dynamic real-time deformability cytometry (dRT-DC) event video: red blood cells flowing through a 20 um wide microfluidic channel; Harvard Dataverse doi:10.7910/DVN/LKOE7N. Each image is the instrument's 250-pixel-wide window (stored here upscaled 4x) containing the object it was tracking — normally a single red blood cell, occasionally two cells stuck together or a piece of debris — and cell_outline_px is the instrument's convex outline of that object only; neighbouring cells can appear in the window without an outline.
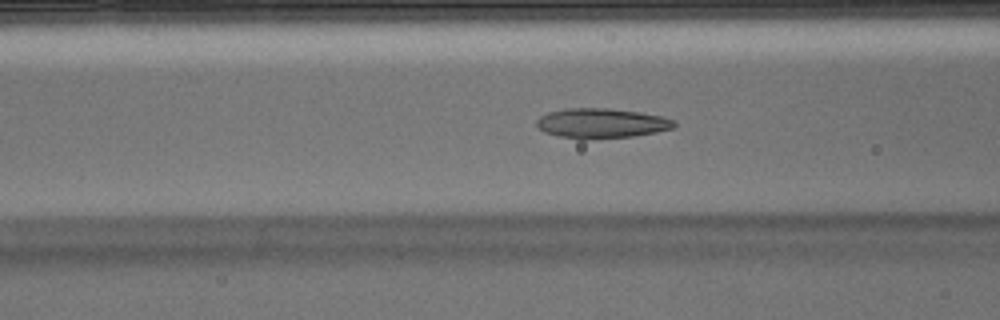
{"species": "Egyptian fruit bat (a non-hibernating species)", "species_latin": "Rousettus aegyptiacus", "temperature_condition": "warm", "stored_images_in_passage": 47, "camera_frame_rate_fps": 3000, "um_per_image_px": 0.085, "animal": {"sex": "male"}, "frame": {"image": 1, "passage_image": 15, "time_ms": 4.667, "image_size_px": [1000, 320], "cell_outline_px": [[676, 124], [672, 128], [656, 132], [632, 136], [584, 140], [580, 140], [556, 136], [544, 132], [536, 124], [536, 120], [540, 116], [548, 112], [564, 108], [608, 108], [640, 112], [660, 116], [676, 120]], "centroid_in_image_um": [51.08, 10.48], "position_along_channel_um": 115.5, "area_um2": 24.16}}
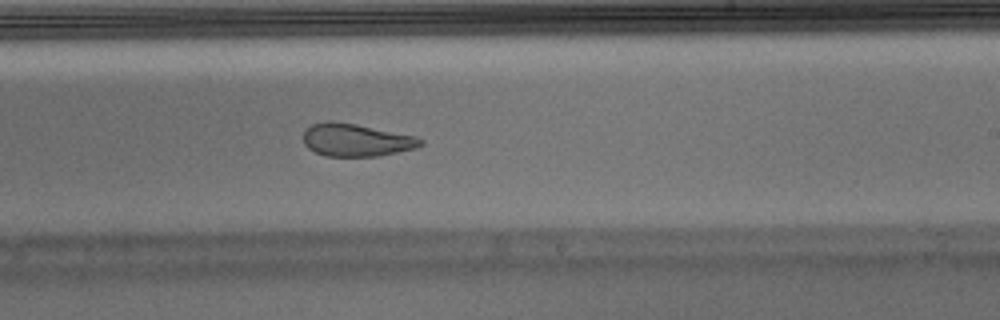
{"frame": {"image": 2, "passage_image": 26, "time_ms": 8.333, "image_size_px": [1000, 320], "cell_outline_px": [[424, 144], [416, 148], [380, 156], [328, 156], [316, 152], [308, 148], [304, 144], [304, 132], [312, 124], [324, 120], [332, 120], [356, 124], [416, 136], [424, 140]], "centroid_in_image_um": [30.29, 11.89], "position_along_channel_um": 258.7, "area_um2": 22.43}}
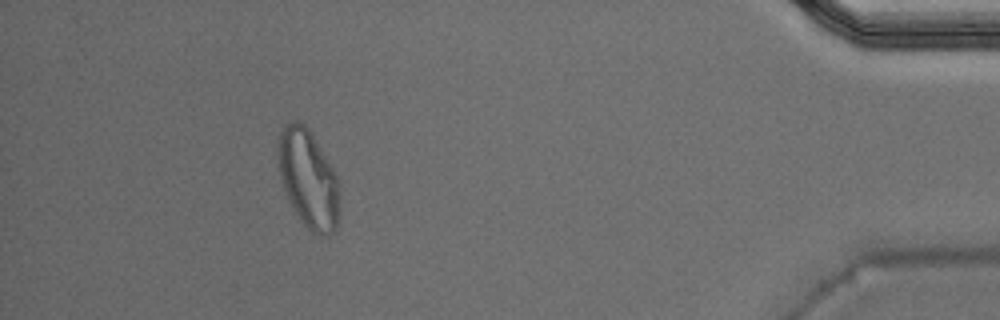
{"frame": {"image": 3, "passage_image": 42, "time_ms": 13.667, "image_size_px": [1000, 320], "cell_outline_px": [[340, 216], [336, 228], [328, 236], [320, 236], [312, 232], [300, 220], [288, 200], [276, 164], [276, 136], [284, 124], [292, 120], [296, 120], [304, 124], [312, 132], [340, 180]], "centroid_in_image_um": [26.2, 15.16], "position_along_channel_um": 409.0, "area_um2": 36.53}, "authors_computed_cell_mechanics": {"area_um2": 23.5246, "velocity_mm_per_s": 3.9, "shape_relaxation_time_tau1_ms": null, "shape_relaxation_time_tau2_ms": 1.6072, "deformation_change_tau1": null, "deformation_change_tau2": 0.0882}}